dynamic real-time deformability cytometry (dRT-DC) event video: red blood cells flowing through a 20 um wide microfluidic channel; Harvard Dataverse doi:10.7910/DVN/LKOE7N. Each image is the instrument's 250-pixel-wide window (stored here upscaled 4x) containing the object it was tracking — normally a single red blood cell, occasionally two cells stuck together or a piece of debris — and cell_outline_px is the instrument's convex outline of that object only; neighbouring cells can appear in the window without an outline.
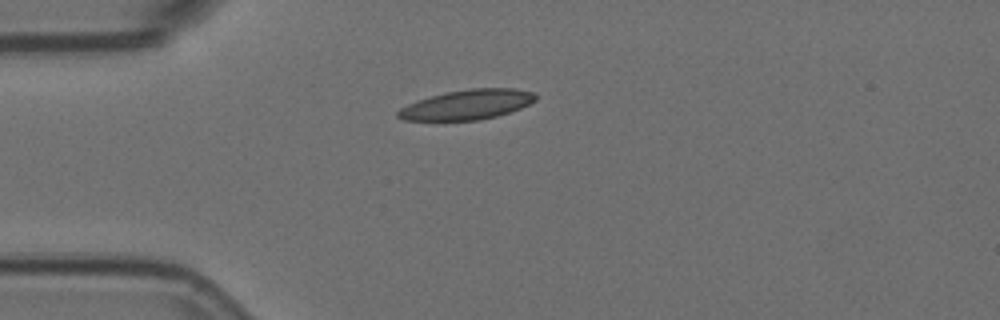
{"species": "Egyptian fruit bat (a non-hibernating species)", "species_latin": "Rousettus aegyptiacus", "temperature_condition": "room temperature", "stored_images_in_passage": 4, "camera_frame_rate_fps": 3000, "um_per_image_px": 0.085, "animal": {"sex": "female"}, "frame": {"image": 1, "passage_image": 2, "time_ms": 0.333, "image_size_px": [1000, 320], "cell_outline_px": [[536, 100], [520, 108], [496, 116], [480, 120], [404, 120], [396, 116], [396, 112], [400, 108], [416, 100], [444, 92], [468, 88], [516, 88], [536, 92]], "centroid_in_image_um": [39.7, 8.88], "position_along_channel_um": 45.3, "area_um2": 24.04}}
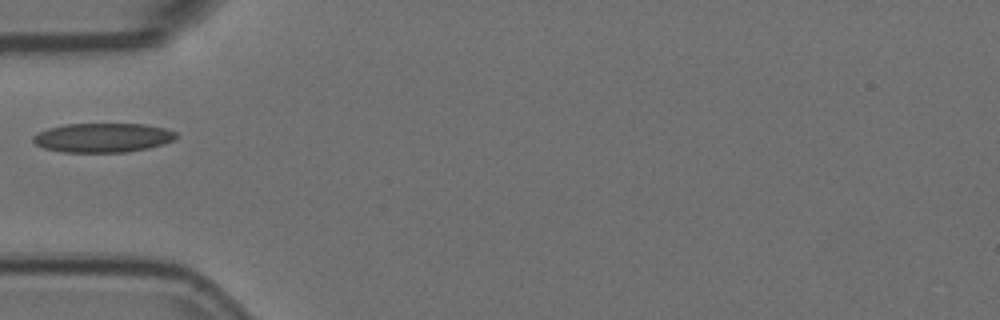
{"frame": {"image": 2, "passage_image": 3, "time_ms": 0.667, "image_size_px": [1000, 320], "cell_outline_px": [[176, 136], [172, 140], [164, 144], [148, 148], [124, 152], [64, 152], [44, 148], [36, 144], [32, 140], [32, 136], [48, 128], [64, 124], [144, 124], [164, 128], [176, 132]], "centroid_in_image_um": [8.72, 11.7], "position_along_channel_um": 76.3, "area_um2": 24.22}}
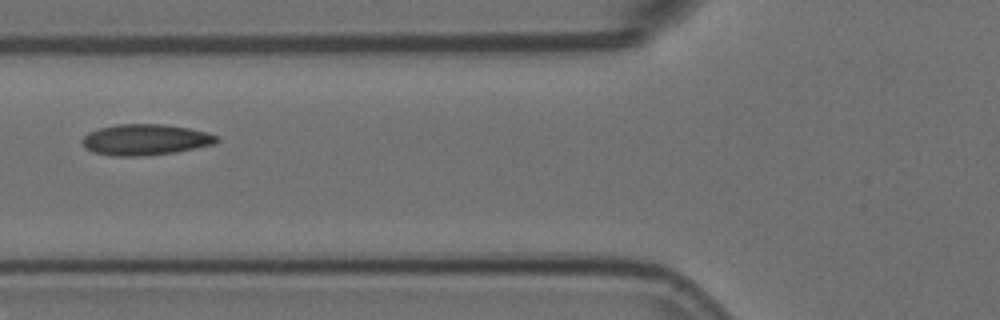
{"frame": {"image": 3, "passage_image": 4, "time_ms": 1.0, "image_size_px": [1000, 320], "cell_outline_px": [[220, 140], [216, 144], [176, 152], [140, 156], [112, 156], [92, 152], [84, 148], [80, 140], [88, 132], [100, 128], [116, 124], [164, 124], [188, 128], [208, 132], [216, 136]], "centroid_in_image_um": [12.34, 11.87], "position_along_channel_um": 113.5, "area_um2": 24.51}}